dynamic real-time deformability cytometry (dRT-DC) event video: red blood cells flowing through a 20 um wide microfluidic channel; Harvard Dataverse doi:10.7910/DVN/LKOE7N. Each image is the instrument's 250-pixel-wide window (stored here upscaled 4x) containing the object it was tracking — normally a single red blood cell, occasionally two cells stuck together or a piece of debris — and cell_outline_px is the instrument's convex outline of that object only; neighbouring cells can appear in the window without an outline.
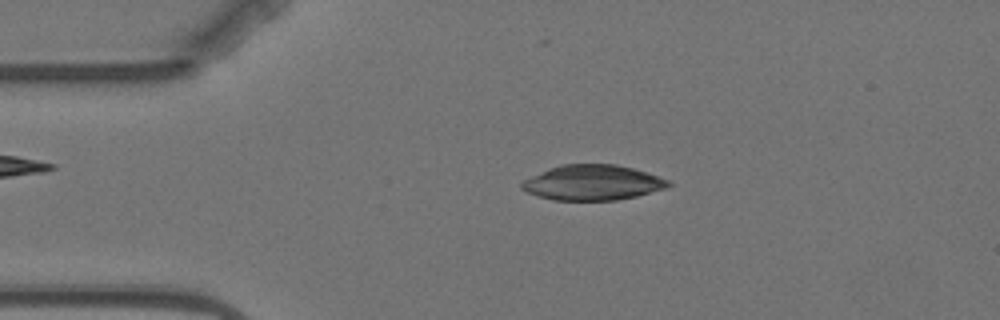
{"species": "Egyptian fruit bat (a non-hibernating species)", "species_latin": "Rousettus aegyptiacus", "temperature_condition": "warm", "stored_images_in_passage": 3, "camera_frame_rate_fps": 3000, "um_per_image_px": 0.085, "animal": {"sex": "female"}, "frame": {"image": 1, "passage_image": 2, "time_ms": 2.0, "image_size_px": [1000, 320], "cell_outline_px": [[672, 184], [668, 188], [636, 196], [616, 200], [552, 200], [528, 192], [520, 188], [520, 184], [524, 180], [548, 168], [560, 164], [616, 164], [632, 168], [668, 180]], "centroid_in_image_um": [50.36, 15.52], "position_along_channel_um": 34.6, "area_um2": 29.94}}